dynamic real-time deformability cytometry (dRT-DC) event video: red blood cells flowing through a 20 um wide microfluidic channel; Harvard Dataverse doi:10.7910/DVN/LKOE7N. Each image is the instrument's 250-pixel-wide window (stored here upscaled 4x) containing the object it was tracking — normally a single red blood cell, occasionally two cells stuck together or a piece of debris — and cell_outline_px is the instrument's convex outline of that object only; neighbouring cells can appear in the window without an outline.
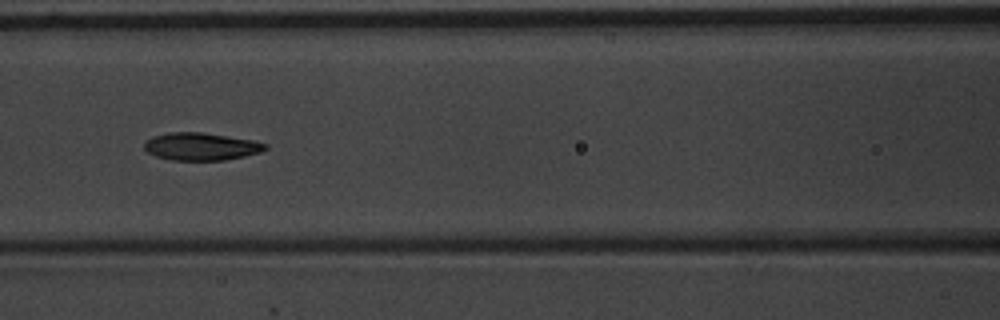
{"species": "common noctule bat (a hibernating species)", "species_latin": "Nyctalus noctula", "temperature_condition": "warm", "stored_images_in_passage": 8, "camera_frame_rate_fps": 3000, "um_per_image_px": 0.085, "animal": {"sex": "male", "body_mass_g": 20.1, "forearm_length_mm": 53.5}, "frame": {"image": 1, "passage_image": 6, "time_ms": 1.667, "image_size_px": [1000, 320], "cell_outline_px": [[268, 148], [260, 152], [244, 156], [224, 160], [172, 160], [156, 156], [148, 152], [144, 148], [144, 144], [152, 136], [168, 132], [204, 132], [252, 140], [268, 144]], "centroid_in_image_um": [17.09, 12.44], "position_along_channel_um": 149.5, "area_um2": 19.42}}
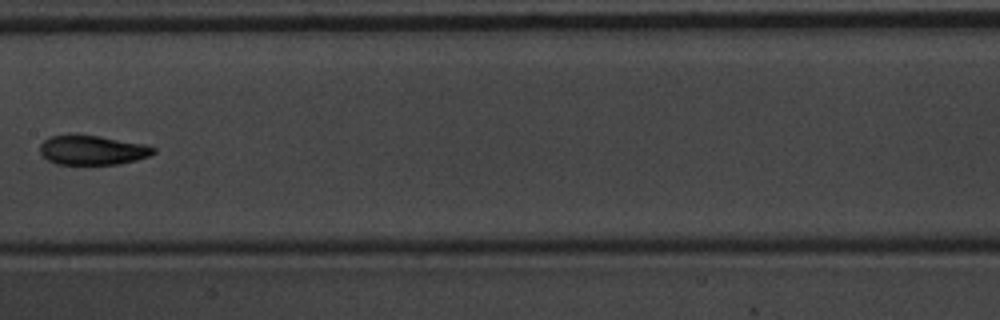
{"frame": {"image": 2, "passage_image": 7, "time_ms": 2.0, "image_size_px": [1000, 320], "cell_outline_px": [[156, 152], [148, 156], [136, 160], [120, 164], [56, 164], [48, 160], [40, 152], [40, 144], [48, 136], [100, 136], [144, 144], [156, 148]], "centroid_in_image_um": [7.87, 12.77], "position_along_channel_um": 199.5, "area_um2": 19.19}}
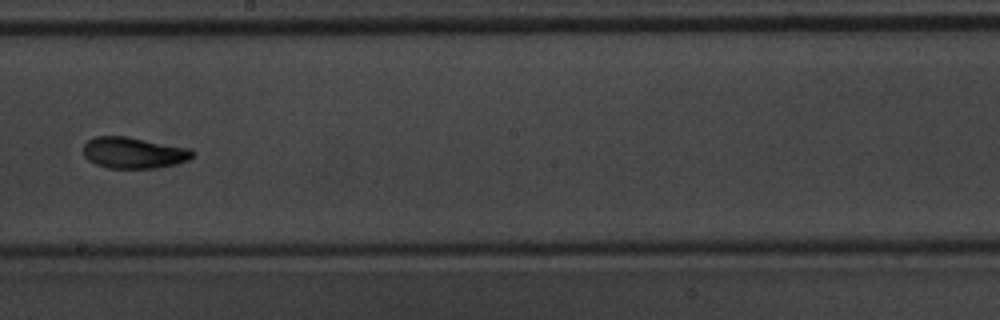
{"frame": {"image": 3, "passage_image": 8, "time_ms": 2.333, "image_size_px": [1000, 320], "cell_outline_px": [[196, 152], [188, 160], [176, 164], [156, 168], [108, 168], [96, 164], [88, 160], [84, 156], [84, 144], [88, 140], [96, 136], [128, 136], [192, 148]], "centroid_in_image_um": [11.39, 12.97], "position_along_channel_um": 236.8, "area_um2": 20.11}}